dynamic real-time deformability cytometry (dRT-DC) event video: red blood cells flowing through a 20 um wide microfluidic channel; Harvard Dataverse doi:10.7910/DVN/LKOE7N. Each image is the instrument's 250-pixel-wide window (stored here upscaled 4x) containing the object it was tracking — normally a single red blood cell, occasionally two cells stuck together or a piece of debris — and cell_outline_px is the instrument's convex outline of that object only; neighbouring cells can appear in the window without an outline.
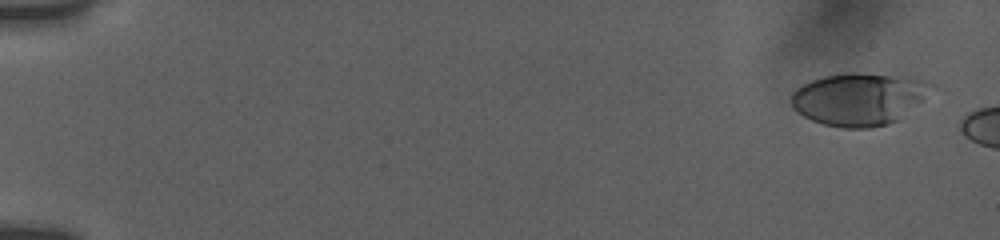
{"species": "human", "species_latin": "Homo sapiens", "temperature_condition": "room temperature", "stored_images_in_passage": 5, "camera_frame_rate_fps": 3000, "um_per_image_px": 0.085, "donor": {"sex": "female"}, "frame": {"image": 1, "passage_image": 2, "time_ms": 0.333, "image_size_px": [1000, 240], "cell_outline_px": [[932, 84], [924, 100], [900, 120], [888, 124], [872, 128], [844, 128], [824, 124], [812, 120], [804, 116], [792, 104], [792, 92], [796, 88], [812, 80], [824, 76], [848, 72], [888, 76], [920, 80]], "centroid_in_image_um": [73.01, 8.45], "position_along_channel_um": 12.0, "area_um2": 42.14}}